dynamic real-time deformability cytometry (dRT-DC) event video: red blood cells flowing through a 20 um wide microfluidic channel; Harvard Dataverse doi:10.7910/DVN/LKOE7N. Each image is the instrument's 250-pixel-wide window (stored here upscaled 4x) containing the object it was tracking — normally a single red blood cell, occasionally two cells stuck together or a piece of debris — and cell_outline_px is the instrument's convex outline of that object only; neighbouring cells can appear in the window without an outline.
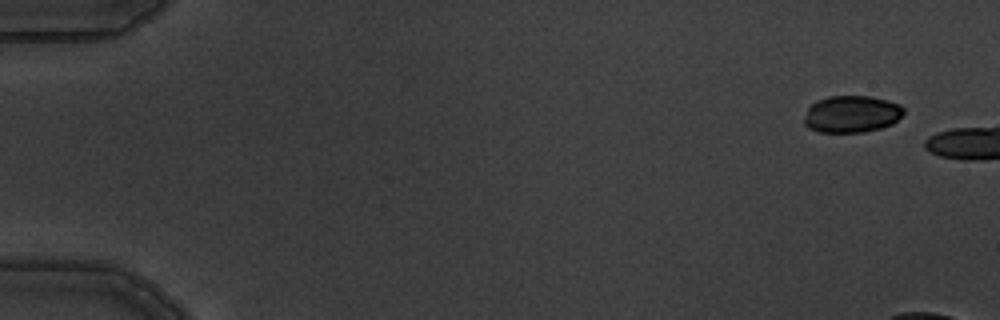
{"species": "common noctule bat (a hibernating species)", "species_latin": "Nyctalus noctula", "temperature_condition": "warm", "stored_images_in_passage": 3, "camera_frame_rate_fps": 3000, "um_per_image_px": 0.085, "animal": {"sex": "male", "body_mass_g": 19.5, "forearm_length_mm": 54.6}, "frame": {"image": 1, "passage_image": 1, "time_ms": 0.0, "image_size_px": [1000, 320], "cell_outline_px": [[904, 112], [892, 124], [880, 128], [864, 132], [820, 132], [808, 128], [804, 124], [804, 116], [808, 108], [816, 100], [828, 96], [868, 96], [888, 100], [900, 104], [904, 108]], "centroid_in_image_um": [72.37, 9.69], "position_along_channel_um": 12.6, "area_um2": 21.5}}